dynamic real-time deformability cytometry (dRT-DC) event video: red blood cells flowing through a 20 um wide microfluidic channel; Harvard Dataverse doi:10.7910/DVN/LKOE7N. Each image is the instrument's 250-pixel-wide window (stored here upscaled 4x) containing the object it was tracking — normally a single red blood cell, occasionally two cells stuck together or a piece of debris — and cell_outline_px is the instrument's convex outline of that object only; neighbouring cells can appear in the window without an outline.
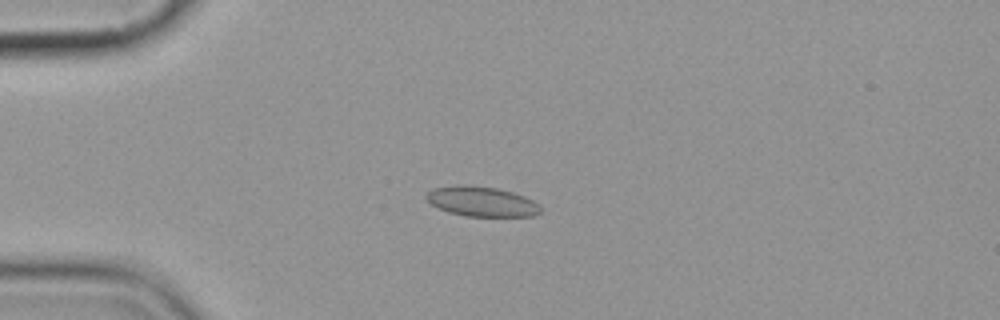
{"species": "common noctule bat (a hibernating species)", "species_latin": "Nyctalus noctula", "temperature_condition": "cold", "stored_images_in_passage": 7, "camera_frame_rate_fps": 3000, "um_per_image_px": 0.085, "animal": {"sex": "female", "body_mass_g": 19.9}, "frame": {"image": 1, "passage_image": 4, "time_ms": 3.333, "image_size_px": [1000, 320], "cell_outline_px": [[540, 212], [532, 216], [464, 216], [448, 212], [432, 204], [424, 196], [432, 188], [456, 184], [464, 184], [496, 188], [512, 192], [524, 196], [532, 200], [540, 208]], "centroid_in_image_um": [40.89, 17.11], "position_along_channel_um": 44.1, "area_um2": 19.83}}
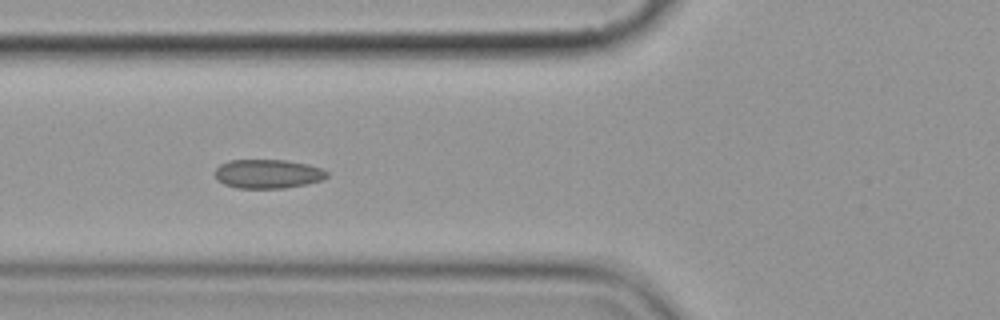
{"frame": {"image": 2, "passage_image": 6, "time_ms": 5.667, "image_size_px": [1000, 320], "cell_outline_px": [[328, 176], [320, 180], [304, 184], [284, 188], [236, 188], [224, 184], [216, 176], [216, 168], [220, 164], [232, 160], [288, 160], [308, 164], [320, 168], [328, 172]], "centroid_in_image_um": [22.77, 14.77], "position_along_channel_um": 103.0, "area_um2": 18.73}}
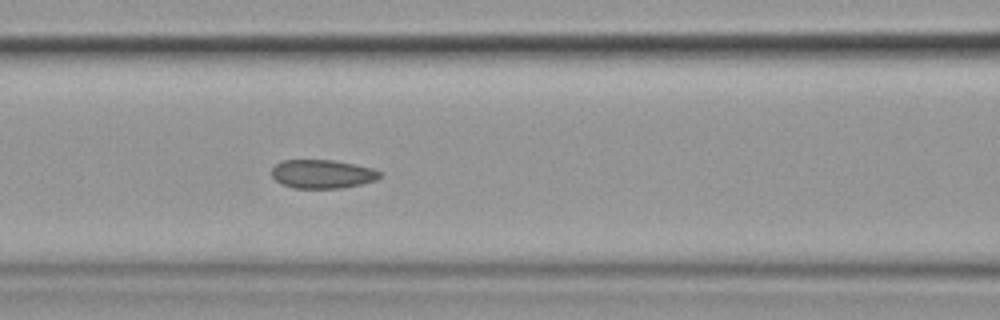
{"frame": {"image": 3, "passage_image": 7, "time_ms": 6.667, "image_size_px": [1000, 320], "cell_outline_px": [[380, 176], [376, 180], [360, 184], [340, 188], [292, 188], [280, 184], [272, 176], [272, 168], [276, 164], [284, 160], [332, 160], [372, 168], [380, 172]], "centroid_in_image_um": [27.36, 14.8], "position_along_channel_um": 139.2, "area_um2": 17.92}}